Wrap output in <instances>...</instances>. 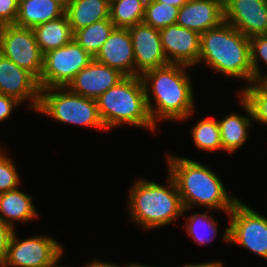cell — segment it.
I'll use <instances>...</instances> for the list:
<instances>
[{
    "mask_svg": "<svg viewBox=\"0 0 267 267\" xmlns=\"http://www.w3.org/2000/svg\"><path fill=\"white\" fill-rule=\"evenodd\" d=\"M187 69L192 67L169 63L140 76L148 111L157 128L160 122H184L195 115L197 102L192 77Z\"/></svg>",
    "mask_w": 267,
    "mask_h": 267,
    "instance_id": "6da1fadb",
    "label": "cell"
},
{
    "mask_svg": "<svg viewBox=\"0 0 267 267\" xmlns=\"http://www.w3.org/2000/svg\"><path fill=\"white\" fill-rule=\"evenodd\" d=\"M169 153H165L167 172L176 184L184 208L203 207L229 216L240 199L228 192L216 171L201 161Z\"/></svg>",
    "mask_w": 267,
    "mask_h": 267,
    "instance_id": "7a4b0ae2",
    "label": "cell"
},
{
    "mask_svg": "<svg viewBox=\"0 0 267 267\" xmlns=\"http://www.w3.org/2000/svg\"><path fill=\"white\" fill-rule=\"evenodd\" d=\"M167 183L139 177L131 184L127 196L128 219L142 230H156L182 218L184 206L173 178Z\"/></svg>",
    "mask_w": 267,
    "mask_h": 267,
    "instance_id": "3957f363",
    "label": "cell"
},
{
    "mask_svg": "<svg viewBox=\"0 0 267 267\" xmlns=\"http://www.w3.org/2000/svg\"><path fill=\"white\" fill-rule=\"evenodd\" d=\"M204 64L221 76L253 81L250 40L227 22L200 34V56L198 64Z\"/></svg>",
    "mask_w": 267,
    "mask_h": 267,
    "instance_id": "277c9868",
    "label": "cell"
},
{
    "mask_svg": "<svg viewBox=\"0 0 267 267\" xmlns=\"http://www.w3.org/2000/svg\"><path fill=\"white\" fill-rule=\"evenodd\" d=\"M102 123L107 131L126 126L157 132L151 120L140 76H126L97 99ZM124 125V126H123Z\"/></svg>",
    "mask_w": 267,
    "mask_h": 267,
    "instance_id": "5b68a950",
    "label": "cell"
},
{
    "mask_svg": "<svg viewBox=\"0 0 267 267\" xmlns=\"http://www.w3.org/2000/svg\"><path fill=\"white\" fill-rule=\"evenodd\" d=\"M38 112L63 125L69 124L107 132L100 118L96 100L75 94L67 87L41 89L36 113Z\"/></svg>",
    "mask_w": 267,
    "mask_h": 267,
    "instance_id": "8992f818",
    "label": "cell"
},
{
    "mask_svg": "<svg viewBox=\"0 0 267 267\" xmlns=\"http://www.w3.org/2000/svg\"><path fill=\"white\" fill-rule=\"evenodd\" d=\"M222 240L267 260V217L240 199L229 212Z\"/></svg>",
    "mask_w": 267,
    "mask_h": 267,
    "instance_id": "52a82bcc",
    "label": "cell"
},
{
    "mask_svg": "<svg viewBox=\"0 0 267 267\" xmlns=\"http://www.w3.org/2000/svg\"><path fill=\"white\" fill-rule=\"evenodd\" d=\"M93 59L74 39L63 47L46 52L38 79L40 89L67 87Z\"/></svg>",
    "mask_w": 267,
    "mask_h": 267,
    "instance_id": "ba28073f",
    "label": "cell"
},
{
    "mask_svg": "<svg viewBox=\"0 0 267 267\" xmlns=\"http://www.w3.org/2000/svg\"><path fill=\"white\" fill-rule=\"evenodd\" d=\"M17 229L2 267H48L64 253L63 244L48 234L19 238Z\"/></svg>",
    "mask_w": 267,
    "mask_h": 267,
    "instance_id": "9c48e42d",
    "label": "cell"
},
{
    "mask_svg": "<svg viewBox=\"0 0 267 267\" xmlns=\"http://www.w3.org/2000/svg\"><path fill=\"white\" fill-rule=\"evenodd\" d=\"M0 53L18 67L28 70L37 79L43 69V54L35 39L32 28L15 24L0 26Z\"/></svg>",
    "mask_w": 267,
    "mask_h": 267,
    "instance_id": "30bf717a",
    "label": "cell"
},
{
    "mask_svg": "<svg viewBox=\"0 0 267 267\" xmlns=\"http://www.w3.org/2000/svg\"><path fill=\"white\" fill-rule=\"evenodd\" d=\"M0 94L15 98L36 112L41 89L38 79L0 53ZM27 101V104L25 103Z\"/></svg>",
    "mask_w": 267,
    "mask_h": 267,
    "instance_id": "8fae6325",
    "label": "cell"
},
{
    "mask_svg": "<svg viewBox=\"0 0 267 267\" xmlns=\"http://www.w3.org/2000/svg\"><path fill=\"white\" fill-rule=\"evenodd\" d=\"M224 21L251 38L267 34V0H223Z\"/></svg>",
    "mask_w": 267,
    "mask_h": 267,
    "instance_id": "7c38bea8",
    "label": "cell"
},
{
    "mask_svg": "<svg viewBox=\"0 0 267 267\" xmlns=\"http://www.w3.org/2000/svg\"><path fill=\"white\" fill-rule=\"evenodd\" d=\"M162 49L168 63L198 66L200 34L178 24L159 30Z\"/></svg>",
    "mask_w": 267,
    "mask_h": 267,
    "instance_id": "4fadbf2b",
    "label": "cell"
},
{
    "mask_svg": "<svg viewBox=\"0 0 267 267\" xmlns=\"http://www.w3.org/2000/svg\"><path fill=\"white\" fill-rule=\"evenodd\" d=\"M135 59V76L168 63L161 44L159 29L143 22L128 28Z\"/></svg>",
    "mask_w": 267,
    "mask_h": 267,
    "instance_id": "5bb4252c",
    "label": "cell"
},
{
    "mask_svg": "<svg viewBox=\"0 0 267 267\" xmlns=\"http://www.w3.org/2000/svg\"><path fill=\"white\" fill-rule=\"evenodd\" d=\"M125 77L119 70L93 59L78 72L67 88L75 94L96 100Z\"/></svg>",
    "mask_w": 267,
    "mask_h": 267,
    "instance_id": "9a60e30c",
    "label": "cell"
},
{
    "mask_svg": "<svg viewBox=\"0 0 267 267\" xmlns=\"http://www.w3.org/2000/svg\"><path fill=\"white\" fill-rule=\"evenodd\" d=\"M222 22L223 0H188L179 8L176 24L202 34Z\"/></svg>",
    "mask_w": 267,
    "mask_h": 267,
    "instance_id": "2e32d148",
    "label": "cell"
},
{
    "mask_svg": "<svg viewBox=\"0 0 267 267\" xmlns=\"http://www.w3.org/2000/svg\"><path fill=\"white\" fill-rule=\"evenodd\" d=\"M94 59L125 76H135L133 45L128 28H115Z\"/></svg>",
    "mask_w": 267,
    "mask_h": 267,
    "instance_id": "e0dca14e",
    "label": "cell"
},
{
    "mask_svg": "<svg viewBox=\"0 0 267 267\" xmlns=\"http://www.w3.org/2000/svg\"><path fill=\"white\" fill-rule=\"evenodd\" d=\"M236 96L241 109L245 112L244 115L230 112L222 119L218 118L222 148L229 155L235 154L242 148L249 139L250 129L254 125L249 105L238 94Z\"/></svg>",
    "mask_w": 267,
    "mask_h": 267,
    "instance_id": "ac0fdd59",
    "label": "cell"
},
{
    "mask_svg": "<svg viewBox=\"0 0 267 267\" xmlns=\"http://www.w3.org/2000/svg\"><path fill=\"white\" fill-rule=\"evenodd\" d=\"M39 214L33 196L19 187L0 193V218L15 230L17 223L33 222L40 217Z\"/></svg>",
    "mask_w": 267,
    "mask_h": 267,
    "instance_id": "d6986e66",
    "label": "cell"
},
{
    "mask_svg": "<svg viewBox=\"0 0 267 267\" xmlns=\"http://www.w3.org/2000/svg\"><path fill=\"white\" fill-rule=\"evenodd\" d=\"M65 15V9L54 0H19L15 25L33 28Z\"/></svg>",
    "mask_w": 267,
    "mask_h": 267,
    "instance_id": "ffe728a7",
    "label": "cell"
},
{
    "mask_svg": "<svg viewBox=\"0 0 267 267\" xmlns=\"http://www.w3.org/2000/svg\"><path fill=\"white\" fill-rule=\"evenodd\" d=\"M110 3L106 0H72L65 15L73 33L95 22L109 19Z\"/></svg>",
    "mask_w": 267,
    "mask_h": 267,
    "instance_id": "44dd1931",
    "label": "cell"
},
{
    "mask_svg": "<svg viewBox=\"0 0 267 267\" xmlns=\"http://www.w3.org/2000/svg\"><path fill=\"white\" fill-rule=\"evenodd\" d=\"M32 30L42 54L63 47L74 39V33L66 15L39 24Z\"/></svg>",
    "mask_w": 267,
    "mask_h": 267,
    "instance_id": "7402d4cb",
    "label": "cell"
},
{
    "mask_svg": "<svg viewBox=\"0 0 267 267\" xmlns=\"http://www.w3.org/2000/svg\"><path fill=\"white\" fill-rule=\"evenodd\" d=\"M190 210L193 211L190 208H184L182 215L185 218L184 227L188 236L198 245L205 246L209 243L211 244L219 234V222L213 218L214 215H210L214 210L204 209L205 212L199 213H192ZM187 212H191V214L187 216Z\"/></svg>",
    "mask_w": 267,
    "mask_h": 267,
    "instance_id": "603a6c76",
    "label": "cell"
},
{
    "mask_svg": "<svg viewBox=\"0 0 267 267\" xmlns=\"http://www.w3.org/2000/svg\"><path fill=\"white\" fill-rule=\"evenodd\" d=\"M189 132L198 151H203V153L204 151L208 153L223 151L217 118L204 117L199 119Z\"/></svg>",
    "mask_w": 267,
    "mask_h": 267,
    "instance_id": "cb8c5ba5",
    "label": "cell"
},
{
    "mask_svg": "<svg viewBox=\"0 0 267 267\" xmlns=\"http://www.w3.org/2000/svg\"><path fill=\"white\" fill-rule=\"evenodd\" d=\"M116 26L109 19L95 22L74 33V40L92 57H95Z\"/></svg>",
    "mask_w": 267,
    "mask_h": 267,
    "instance_id": "d4e9b609",
    "label": "cell"
},
{
    "mask_svg": "<svg viewBox=\"0 0 267 267\" xmlns=\"http://www.w3.org/2000/svg\"><path fill=\"white\" fill-rule=\"evenodd\" d=\"M144 11L141 0H114L110 3L109 18L116 28H130L143 21Z\"/></svg>",
    "mask_w": 267,
    "mask_h": 267,
    "instance_id": "484cf974",
    "label": "cell"
},
{
    "mask_svg": "<svg viewBox=\"0 0 267 267\" xmlns=\"http://www.w3.org/2000/svg\"><path fill=\"white\" fill-rule=\"evenodd\" d=\"M236 93L249 105L253 121L267 127V90L258 81H252Z\"/></svg>",
    "mask_w": 267,
    "mask_h": 267,
    "instance_id": "4316f807",
    "label": "cell"
},
{
    "mask_svg": "<svg viewBox=\"0 0 267 267\" xmlns=\"http://www.w3.org/2000/svg\"><path fill=\"white\" fill-rule=\"evenodd\" d=\"M179 8L166 3L152 1L145 5L143 23L162 29L177 22Z\"/></svg>",
    "mask_w": 267,
    "mask_h": 267,
    "instance_id": "83f0119b",
    "label": "cell"
},
{
    "mask_svg": "<svg viewBox=\"0 0 267 267\" xmlns=\"http://www.w3.org/2000/svg\"><path fill=\"white\" fill-rule=\"evenodd\" d=\"M5 146H0V193L20 187L21 174Z\"/></svg>",
    "mask_w": 267,
    "mask_h": 267,
    "instance_id": "f1b7e54d",
    "label": "cell"
},
{
    "mask_svg": "<svg viewBox=\"0 0 267 267\" xmlns=\"http://www.w3.org/2000/svg\"><path fill=\"white\" fill-rule=\"evenodd\" d=\"M249 40L253 81H258L265 73H267H264L261 68V65L263 64L267 66V34L256 35L249 38Z\"/></svg>",
    "mask_w": 267,
    "mask_h": 267,
    "instance_id": "f546056e",
    "label": "cell"
},
{
    "mask_svg": "<svg viewBox=\"0 0 267 267\" xmlns=\"http://www.w3.org/2000/svg\"><path fill=\"white\" fill-rule=\"evenodd\" d=\"M19 0H0V26L15 24L18 16Z\"/></svg>",
    "mask_w": 267,
    "mask_h": 267,
    "instance_id": "4dcf8cb0",
    "label": "cell"
},
{
    "mask_svg": "<svg viewBox=\"0 0 267 267\" xmlns=\"http://www.w3.org/2000/svg\"><path fill=\"white\" fill-rule=\"evenodd\" d=\"M15 229L0 218V267L4 264Z\"/></svg>",
    "mask_w": 267,
    "mask_h": 267,
    "instance_id": "1f68e13d",
    "label": "cell"
},
{
    "mask_svg": "<svg viewBox=\"0 0 267 267\" xmlns=\"http://www.w3.org/2000/svg\"><path fill=\"white\" fill-rule=\"evenodd\" d=\"M20 105L21 103L15 98L0 94V123L9 119V117L12 116L15 107L17 110V107H20Z\"/></svg>",
    "mask_w": 267,
    "mask_h": 267,
    "instance_id": "d6a6232c",
    "label": "cell"
},
{
    "mask_svg": "<svg viewBox=\"0 0 267 267\" xmlns=\"http://www.w3.org/2000/svg\"><path fill=\"white\" fill-rule=\"evenodd\" d=\"M123 267H131L130 264H124L122 265ZM120 264H116L115 262L111 261H101L98 257L93 258L92 262L90 261L89 263H84L83 266L81 267H122Z\"/></svg>",
    "mask_w": 267,
    "mask_h": 267,
    "instance_id": "836d02e7",
    "label": "cell"
},
{
    "mask_svg": "<svg viewBox=\"0 0 267 267\" xmlns=\"http://www.w3.org/2000/svg\"><path fill=\"white\" fill-rule=\"evenodd\" d=\"M177 267H225L224 262L221 260H214V261H206V262H199V263H185V265H179Z\"/></svg>",
    "mask_w": 267,
    "mask_h": 267,
    "instance_id": "e575fe53",
    "label": "cell"
},
{
    "mask_svg": "<svg viewBox=\"0 0 267 267\" xmlns=\"http://www.w3.org/2000/svg\"><path fill=\"white\" fill-rule=\"evenodd\" d=\"M156 2L166 3L181 8L188 0H154Z\"/></svg>",
    "mask_w": 267,
    "mask_h": 267,
    "instance_id": "d590c367",
    "label": "cell"
},
{
    "mask_svg": "<svg viewBox=\"0 0 267 267\" xmlns=\"http://www.w3.org/2000/svg\"><path fill=\"white\" fill-rule=\"evenodd\" d=\"M64 254L59 258L57 259L52 265L48 266V267H68V265H61L59 263H61L60 261L62 260ZM69 267H74V266H69Z\"/></svg>",
    "mask_w": 267,
    "mask_h": 267,
    "instance_id": "8d00e7d4",
    "label": "cell"
},
{
    "mask_svg": "<svg viewBox=\"0 0 267 267\" xmlns=\"http://www.w3.org/2000/svg\"><path fill=\"white\" fill-rule=\"evenodd\" d=\"M54 1L60 4L64 9H66L72 2V0H54Z\"/></svg>",
    "mask_w": 267,
    "mask_h": 267,
    "instance_id": "74e56055",
    "label": "cell"
},
{
    "mask_svg": "<svg viewBox=\"0 0 267 267\" xmlns=\"http://www.w3.org/2000/svg\"><path fill=\"white\" fill-rule=\"evenodd\" d=\"M258 82L267 90V74H264Z\"/></svg>",
    "mask_w": 267,
    "mask_h": 267,
    "instance_id": "f35d334b",
    "label": "cell"
},
{
    "mask_svg": "<svg viewBox=\"0 0 267 267\" xmlns=\"http://www.w3.org/2000/svg\"><path fill=\"white\" fill-rule=\"evenodd\" d=\"M131 267H158V266H150V265H146V264H141V263H137V262H133V263H131ZM161 267V266H160Z\"/></svg>",
    "mask_w": 267,
    "mask_h": 267,
    "instance_id": "ab89813d",
    "label": "cell"
},
{
    "mask_svg": "<svg viewBox=\"0 0 267 267\" xmlns=\"http://www.w3.org/2000/svg\"><path fill=\"white\" fill-rule=\"evenodd\" d=\"M145 5L151 3L154 0H141Z\"/></svg>",
    "mask_w": 267,
    "mask_h": 267,
    "instance_id": "60d3db41",
    "label": "cell"
}]
</instances>
